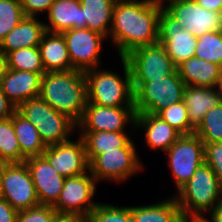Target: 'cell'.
Returning a JSON list of instances; mask_svg holds the SVG:
<instances>
[{"instance_id": "obj_1", "label": "cell", "mask_w": 222, "mask_h": 222, "mask_svg": "<svg viewBox=\"0 0 222 222\" xmlns=\"http://www.w3.org/2000/svg\"><path fill=\"white\" fill-rule=\"evenodd\" d=\"M162 8V0L116 1L108 38L114 42L120 58L137 48L158 42Z\"/></svg>"}, {"instance_id": "obj_2", "label": "cell", "mask_w": 222, "mask_h": 222, "mask_svg": "<svg viewBox=\"0 0 222 222\" xmlns=\"http://www.w3.org/2000/svg\"><path fill=\"white\" fill-rule=\"evenodd\" d=\"M39 97L77 124L87 104L85 73L74 69L45 72L41 77Z\"/></svg>"}, {"instance_id": "obj_3", "label": "cell", "mask_w": 222, "mask_h": 222, "mask_svg": "<svg viewBox=\"0 0 222 222\" xmlns=\"http://www.w3.org/2000/svg\"><path fill=\"white\" fill-rule=\"evenodd\" d=\"M177 192L174 197L184 219H203L222 200V184L206 163Z\"/></svg>"}, {"instance_id": "obj_4", "label": "cell", "mask_w": 222, "mask_h": 222, "mask_svg": "<svg viewBox=\"0 0 222 222\" xmlns=\"http://www.w3.org/2000/svg\"><path fill=\"white\" fill-rule=\"evenodd\" d=\"M124 78L109 70L94 68L85 71L87 102L106 107L134 106V91L131 72L121 58Z\"/></svg>"}, {"instance_id": "obj_5", "label": "cell", "mask_w": 222, "mask_h": 222, "mask_svg": "<svg viewBox=\"0 0 222 222\" xmlns=\"http://www.w3.org/2000/svg\"><path fill=\"white\" fill-rule=\"evenodd\" d=\"M38 130L46 147L67 142L77 124L67 115L55 111L40 97L28 99L16 109Z\"/></svg>"}, {"instance_id": "obj_6", "label": "cell", "mask_w": 222, "mask_h": 222, "mask_svg": "<svg viewBox=\"0 0 222 222\" xmlns=\"http://www.w3.org/2000/svg\"><path fill=\"white\" fill-rule=\"evenodd\" d=\"M185 87L177 69L168 76L144 82L134 92L135 114H157L169 105L183 101Z\"/></svg>"}, {"instance_id": "obj_7", "label": "cell", "mask_w": 222, "mask_h": 222, "mask_svg": "<svg viewBox=\"0 0 222 222\" xmlns=\"http://www.w3.org/2000/svg\"><path fill=\"white\" fill-rule=\"evenodd\" d=\"M124 60L131 72L134 92L144 82L168 76L177 69L164 45L159 42L133 50Z\"/></svg>"}, {"instance_id": "obj_8", "label": "cell", "mask_w": 222, "mask_h": 222, "mask_svg": "<svg viewBox=\"0 0 222 222\" xmlns=\"http://www.w3.org/2000/svg\"><path fill=\"white\" fill-rule=\"evenodd\" d=\"M134 142L126 147L105 151L89 163V171L96 182L109 180L122 182L142 170Z\"/></svg>"}, {"instance_id": "obj_9", "label": "cell", "mask_w": 222, "mask_h": 222, "mask_svg": "<svg viewBox=\"0 0 222 222\" xmlns=\"http://www.w3.org/2000/svg\"><path fill=\"white\" fill-rule=\"evenodd\" d=\"M177 191L190 180L195 171L205 163L204 143L195 133L181 135L166 151Z\"/></svg>"}, {"instance_id": "obj_10", "label": "cell", "mask_w": 222, "mask_h": 222, "mask_svg": "<svg viewBox=\"0 0 222 222\" xmlns=\"http://www.w3.org/2000/svg\"><path fill=\"white\" fill-rule=\"evenodd\" d=\"M163 9L179 23L184 30L199 37L207 32L222 30V13L204 9L195 0H165ZM169 2V3H168Z\"/></svg>"}, {"instance_id": "obj_11", "label": "cell", "mask_w": 222, "mask_h": 222, "mask_svg": "<svg viewBox=\"0 0 222 222\" xmlns=\"http://www.w3.org/2000/svg\"><path fill=\"white\" fill-rule=\"evenodd\" d=\"M88 173L66 177L57 202L52 206L57 213L88 216L99 202L92 200L96 192V180ZM93 201V202H92Z\"/></svg>"}, {"instance_id": "obj_12", "label": "cell", "mask_w": 222, "mask_h": 222, "mask_svg": "<svg viewBox=\"0 0 222 222\" xmlns=\"http://www.w3.org/2000/svg\"><path fill=\"white\" fill-rule=\"evenodd\" d=\"M1 197L17 212L40 204L30 170L25 162L6 165Z\"/></svg>"}, {"instance_id": "obj_13", "label": "cell", "mask_w": 222, "mask_h": 222, "mask_svg": "<svg viewBox=\"0 0 222 222\" xmlns=\"http://www.w3.org/2000/svg\"><path fill=\"white\" fill-rule=\"evenodd\" d=\"M65 39L74 70L87 71L98 67L104 35L88 28L70 29L61 33Z\"/></svg>"}, {"instance_id": "obj_14", "label": "cell", "mask_w": 222, "mask_h": 222, "mask_svg": "<svg viewBox=\"0 0 222 222\" xmlns=\"http://www.w3.org/2000/svg\"><path fill=\"white\" fill-rule=\"evenodd\" d=\"M135 117L134 106L106 107L87 102L77 128L80 132H126V124L135 127Z\"/></svg>"}, {"instance_id": "obj_15", "label": "cell", "mask_w": 222, "mask_h": 222, "mask_svg": "<svg viewBox=\"0 0 222 222\" xmlns=\"http://www.w3.org/2000/svg\"><path fill=\"white\" fill-rule=\"evenodd\" d=\"M158 42L164 45L176 66L195 56L197 37L184 30L163 8L159 15Z\"/></svg>"}, {"instance_id": "obj_16", "label": "cell", "mask_w": 222, "mask_h": 222, "mask_svg": "<svg viewBox=\"0 0 222 222\" xmlns=\"http://www.w3.org/2000/svg\"><path fill=\"white\" fill-rule=\"evenodd\" d=\"M42 156L65 178L85 174L89 171L85 143L81 137L77 141L69 140L48 146Z\"/></svg>"}, {"instance_id": "obj_17", "label": "cell", "mask_w": 222, "mask_h": 222, "mask_svg": "<svg viewBox=\"0 0 222 222\" xmlns=\"http://www.w3.org/2000/svg\"><path fill=\"white\" fill-rule=\"evenodd\" d=\"M25 164L30 170L39 203L53 206L61 194L65 177L43 156L29 157L25 159Z\"/></svg>"}, {"instance_id": "obj_18", "label": "cell", "mask_w": 222, "mask_h": 222, "mask_svg": "<svg viewBox=\"0 0 222 222\" xmlns=\"http://www.w3.org/2000/svg\"><path fill=\"white\" fill-rule=\"evenodd\" d=\"M41 77L40 73L8 69L0 88L17 109L26 100L39 97Z\"/></svg>"}, {"instance_id": "obj_19", "label": "cell", "mask_w": 222, "mask_h": 222, "mask_svg": "<svg viewBox=\"0 0 222 222\" xmlns=\"http://www.w3.org/2000/svg\"><path fill=\"white\" fill-rule=\"evenodd\" d=\"M47 16L48 23L44 25L50 33L61 34L70 29L86 28L80 0H55Z\"/></svg>"}, {"instance_id": "obj_20", "label": "cell", "mask_w": 222, "mask_h": 222, "mask_svg": "<svg viewBox=\"0 0 222 222\" xmlns=\"http://www.w3.org/2000/svg\"><path fill=\"white\" fill-rule=\"evenodd\" d=\"M186 86L222 87V67L197 57H191L177 66Z\"/></svg>"}, {"instance_id": "obj_21", "label": "cell", "mask_w": 222, "mask_h": 222, "mask_svg": "<svg viewBox=\"0 0 222 222\" xmlns=\"http://www.w3.org/2000/svg\"><path fill=\"white\" fill-rule=\"evenodd\" d=\"M135 127L144 128L146 144L153 150L166 152L181 136L169 123L151 113L136 114Z\"/></svg>"}, {"instance_id": "obj_22", "label": "cell", "mask_w": 222, "mask_h": 222, "mask_svg": "<svg viewBox=\"0 0 222 222\" xmlns=\"http://www.w3.org/2000/svg\"><path fill=\"white\" fill-rule=\"evenodd\" d=\"M46 32L43 21L36 17H24L1 41L0 51L7 55L20 48L39 46Z\"/></svg>"}, {"instance_id": "obj_23", "label": "cell", "mask_w": 222, "mask_h": 222, "mask_svg": "<svg viewBox=\"0 0 222 222\" xmlns=\"http://www.w3.org/2000/svg\"><path fill=\"white\" fill-rule=\"evenodd\" d=\"M183 100L188 111V119L196 128L207 111L222 103V87L186 86Z\"/></svg>"}, {"instance_id": "obj_24", "label": "cell", "mask_w": 222, "mask_h": 222, "mask_svg": "<svg viewBox=\"0 0 222 222\" xmlns=\"http://www.w3.org/2000/svg\"><path fill=\"white\" fill-rule=\"evenodd\" d=\"M38 47L45 72L69 71L73 69L62 34L46 32Z\"/></svg>"}, {"instance_id": "obj_25", "label": "cell", "mask_w": 222, "mask_h": 222, "mask_svg": "<svg viewBox=\"0 0 222 222\" xmlns=\"http://www.w3.org/2000/svg\"><path fill=\"white\" fill-rule=\"evenodd\" d=\"M86 148V156L90 163L96 156L118 148L126 147L131 141L126 132H80Z\"/></svg>"}, {"instance_id": "obj_26", "label": "cell", "mask_w": 222, "mask_h": 222, "mask_svg": "<svg viewBox=\"0 0 222 222\" xmlns=\"http://www.w3.org/2000/svg\"><path fill=\"white\" fill-rule=\"evenodd\" d=\"M132 222H184L175 197L159 203L131 206Z\"/></svg>"}, {"instance_id": "obj_27", "label": "cell", "mask_w": 222, "mask_h": 222, "mask_svg": "<svg viewBox=\"0 0 222 222\" xmlns=\"http://www.w3.org/2000/svg\"><path fill=\"white\" fill-rule=\"evenodd\" d=\"M117 0H80L86 28L109 36L112 27L113 8Z\"/></svg>"}, {"instance_id": "obj_28", "label": "cell", "mask_w": 222, "mask_h": 222, "mask_svg": "<svg viewBox=\"0 0 222 222\" xmlns=\"http://www.w3.org/2000/svg\"><path fill=\"white\" fill-rule=\"evenodd\" d=\"M12 123L21 154L26 159L42 156V153L46 150V146L42 142L37 128L17 110L12 115Z\"/></svg>"}, {"instance_id": "obj_29", "label": "cell", "mask_w": 222, "mask_h": 222, "mask_svg": "<svg viewBox=\"0 0 222 222\" xmlns=\"http://www.w3.org/2000/svg\"><path fill=\"white\" fill-rule=\"evenodd\" d=\"M6 56L8 69L35 72L41 75L45 73L38 46L20 48L8 53Z\"/></svg>"}, {"instance_id": "obj_30", "label": "cell", "mask_w": 222, "mask_h": 222, "mask_svg": "<svg viewBox=\"0 0 222 222\" xmlns=\"http://www.w3.org/2000/svg\"><path fill=\"white\" fill-rule=\"evenodd\" d=\"M13 128L12 116L0 121V160L7 163L25 162Z\"/></svg>"}, {"instance_id": "obj_31", "label": "cell", "mask_w": 222, "mask_h": 222, "mask_svg": "<svg viewBox=\"0 0 222 222\" xmlns=\"http://www.w3.org/2000/svg\"><path fill=\"white\" fill-rule=\"evenodd\" d=\"M194 133L204 144L222 142V103L206 112Z\"/></svg>"}, {"instance_id": "obj_32", "label": "cell", "mask_w": 222, "mask_h": 222, "mask_svg": "<svg viewBox=\"0 0 222 222\" xmlns=\"http://www.w3.org/2000/svg\"><path fill=\"white\" fill-rule=\"evenodd\" d=\"M195 57L222 67V30L197 37Z\"/></svg>"}, {"instance_id": "obj_33", "label": "cell", "mask_w": 222, "mask_h": 222, "mask_svg": "<svg viewBox=\"0 0 222 222\" xmlns=\"http://www.w3.org/2000/svg\"><path fill=\"white\" fill-rule=\"evenodd\" d=\"M188 111L183 101L169 105L160 110L156 115L169 123L181 135H189L195 132V127L188 119Z\"/></svg>"}, {"instance_id": "obj_34", "label": "cell", "mask_w": 222, "mask_h": 222, "mask_svg": "<svg viewBox=\"0 0 222 222\" xmlns=\"http://www.w3.org/2000/svg\"><path fill=\"white\" fill-rule=\"evenodd\" d=\"M24 17L21 0H0V43Z\"/></svg>"}, {"instance_id": "obj_35", "label": "cell", "mask_w": 222, "mask_h": 222, "mask_svg": "<svg viewBox=\"0 0 222 222\" xmlns=\"http://www.w3.org/2000/svg\"><path fill=\"white\" fill-rule=\"evenodd\" d=\"M88 222H132L131 207L98 203L88 215Z\"/></svg>"}, {"instance_id": "obj_36", "label": "cell", "mask_w": 222, "mask_h": 222, "mask_svg": "<svg viewBox=\"0 0 222 222\" xmlns=\"http://www.w3.org/2000/svg\"><path fill=\"white\" fill-rule=\"evenodd\" d=\"M57 211L51 205L39 204L17 212L16 222H54Z\"/></svg>"}, {"instance_id": "obj_37", "label": "cell", "mask_w": 222, "mask_h": 222, "mask_svg": "<svg viewBox=\"0 0 222 222\" xmlns=\"http://www.w3.org/2000/svg\"><path fill=\"white\" fill-rule=\"evenodd\" d=\"M205 163L211 167L222 184V142L204 144Z\"/></svg>"}, {"instance_id": "obj_38", "label": "cell", "mask_w": 222, "mask_h": 222, "mask_svg": "<svg viewBox=\"0 0 222 222\" xmlns=\"http://www.w3.org/2000/svg\"><path fill=\"white\" fill-rule=\"evenodd\" d=\"M55 0H21L25 17H38V14L49 11Z\"/></svg>"}, {"instance_id": "obj_39", "label": "cell", "mask_w": 222, "mask_h": 222, "mask_svg": "<svg viewBox=\"0 0 222 222\" xmlns=\"http://www.w3.org/2000/svg\"><path fill=\"white\" fill-rule=\"evenodd\" d=\"M17 211L0 196V222H16Z\"/></svg>"}, {"instance_id": "obj_40", "label": "cell", "mask_w": 222, "mask_h": 222, "mask_svg": "<svg viewBox=\"0 0 222 222\" xmlns=\"http://www.w3.org/2000/svg\"><path fill=\"white\" fill-rule=\"evenodd\" d=\"M15 111V106L9 101L0 88V121L11 117Z\"/></svg>"}, {"instance_id": "obj_41", "label": "cell", "mask_w": 222, "mask_h": 222, "mask_svg": "<svg viewBox=\"0 0 222 222\" xmlns=\"http://www.w3.org/2000/svg\"><path fill=\"white\" fill-rule=\"evenodd\" d=\"M54 222H88V216L82 214H61L55 216Z\"/></svg>"}, {"instance_id": "obj_42", "label": "cell", "mask_w": 222, "mask_h": 222, "mask_svg": "<svg viewBox=\"0 0 222 222\" xmlns=\"http://www.w3.org/2000/svg\"><path fill=\"white\" fill-rule=\"evenodd\" d=\"M204 9L222 13V0H195Z\"/></svg>"}, {"instance_id": "obj_43", "label": "cell", "mask_w": 222, "mask_h": 222, "mask_svg": "<svg viewBox=\"0 0 222 222\" xmlns=\"http://www.w3.org/2000/svg\"><path fill=\"white\" fill-rule=\"evenodd\" d=\"M209 219L203 218L206 222H222V200L209 212Z\"/></svg>"}, {"instance_id": "obj_44", "label": "cell", "mask_w": 222, "mask_h": 222, "mask_svg": "<svg viewBox=\"0 0 222 222\" xmlns=\"http://www.w3.org/2000/svg\"><path fill=\"white\" fill-rule=\"evenodd\" d=\"M8 70L7 56L0 51V80Z\"/></svg>"}, {"instance_id": "obj_45", "label": "cell", "mask_w": 222, "mask_h": 222, "mask_svg": "<svg viewBox=\"0 0 222 222\" xmlns=\"http://www.w3.org/2000/svg\"><path fill=\"white\" fill-rule=\"evenodd\" d=\"M7 164H8L7 162L0 160V196L2 191V180H3L4 170Z\"/></svg>"}, {"instance_id": "obj_46", "label": "cell", "mask_w": 222, "mask_h": 222, "mask_svg": "<svg viewBox=\"0 0 222 222\" xmlns=\"http://www.w3.org/2000/svg\"><path fill=\"white\" fill-rule=\"evenodd\" d=\"M184 222H206L204 219H184Z\"/></svg>"}]
</instances>
